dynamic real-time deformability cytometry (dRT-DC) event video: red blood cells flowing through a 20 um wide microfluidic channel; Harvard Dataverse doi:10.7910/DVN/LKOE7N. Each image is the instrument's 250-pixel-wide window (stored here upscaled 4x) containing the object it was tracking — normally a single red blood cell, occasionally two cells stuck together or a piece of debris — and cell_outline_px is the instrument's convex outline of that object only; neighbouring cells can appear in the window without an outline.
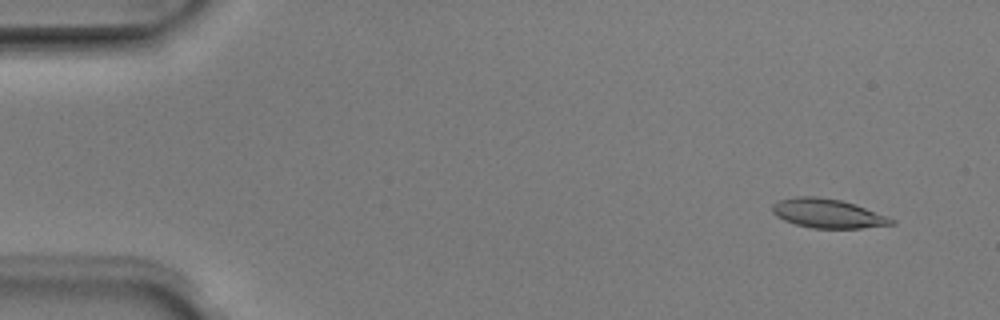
{"species": "Egyptian fruit bat (a non-hibernating species)", "species_latin": "Rousettus aegyptiacus", "temperature_condition": "room temperature", "stored_images_in_passage": 51, "camera_frame_rate_fps": 3000, "um_per_image_px": 0.085, "animal": {"sex": "male"}, "frame": {"image": 1, "passage_image": 4, "time_ms": 1.0, "image_size_px": [1000, 320], "cell_outline_px": [[896, 224], [860, 228], [812, 228], [796, 224], [784, 220], [776, 216], [772, 212], [772, 204], [780, 200], [796, 196], [816, 196], [840, 200], [888, 216], [896, 220]], "centroid_in_image_um": [70.35, 18.15], "position_along_channel_um": 14.7, "area_um2": 20.06}}
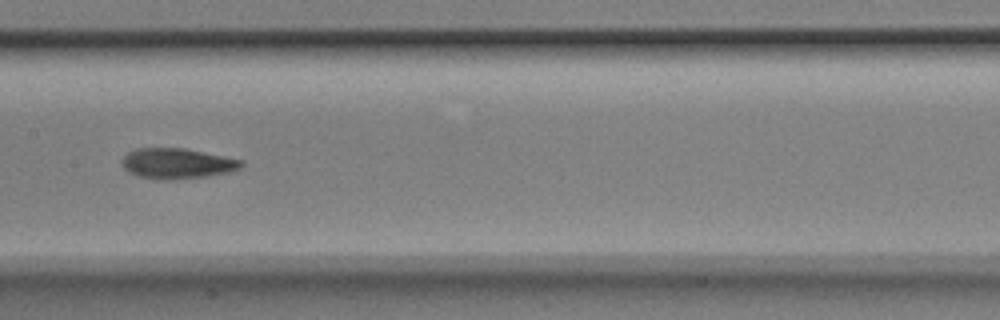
{"frame": {"image": 2, "passage_image": 26, "time_ms": 8.333, "image_size_px": [1000, 320], "cell_outline_px": [[244, 164], [240, 168], [228, 172], [208, 176], [176, 180], [160, 180], [140, 176], [128, 172], [124, 168], [120, 160], [128, 152], [136, 148], [184, 148], [244, 160]], "centroid_in_image_um": [15.05, 13.9], "position_along_channel_um": 192.4, "area_um2": 21.33}}
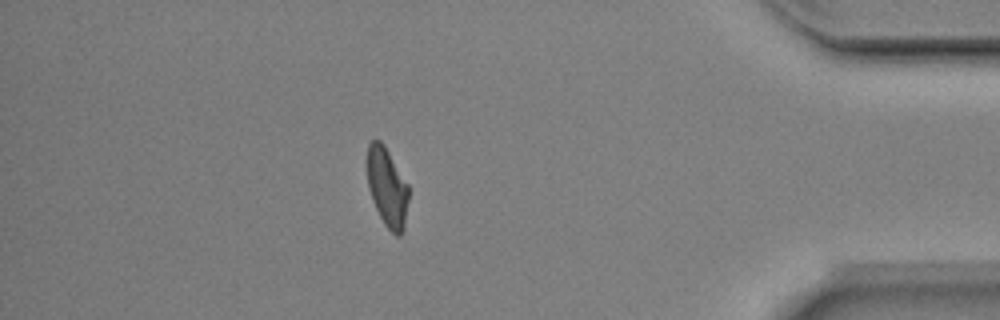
{"frame": {"image": 3, "passage_image": 45, "time_ms": 14.667, "image_size_px": [1000, 320], "cell_outline_px": [[408, 200], [404, 228], [400, 236], [396, 236], [384, 224], [372, 200], [368, 188], [364, 160], [368, 144], [372, 140], [380, 140], [384, 144], [408, 184]], "centroid_in_image_um": [32.86, 15.86], "position_along_channel_um": 402.3, "area_um2": 19.54}, "authors_computed_cell_mechanics": {"area_um2": 20.4612, "velocity_mm_per_s": 3.9634, "shape_relaxation_time_tau1_ms": 7.2451, "shape_relaxation_time_tau2_ms": 3.1177, "deformation_change_tau1": 0.2017, "deformation_change_tau2": 0.1027}}